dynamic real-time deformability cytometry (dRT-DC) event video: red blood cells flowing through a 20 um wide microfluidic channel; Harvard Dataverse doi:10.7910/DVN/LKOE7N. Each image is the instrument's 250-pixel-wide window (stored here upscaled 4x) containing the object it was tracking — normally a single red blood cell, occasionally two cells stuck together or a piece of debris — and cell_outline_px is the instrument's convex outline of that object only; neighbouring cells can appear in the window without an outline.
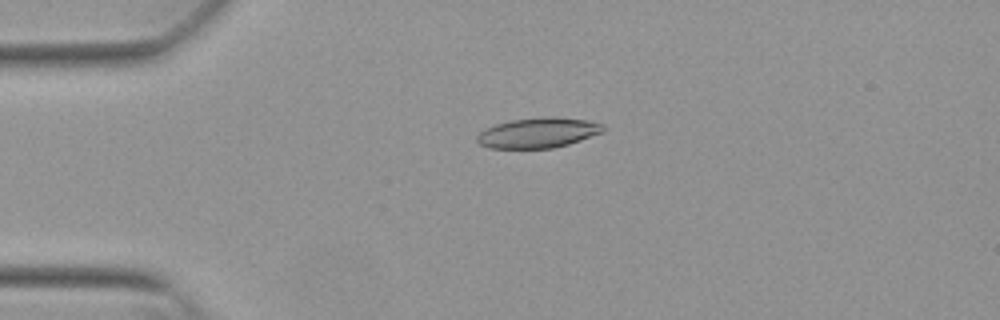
{"species": "Egyptian fruit bat (a non-hibernating species)", "species_latin": "Rousettus aegyptiacus", "temperature_condition": "warm", "stored_images_in_passage": 53, "camera_frame_rate_fps": 3000, "um_per_image_px": 0.085, "animal": {"sex": "female"}, "frame": {"image": 1, "passage_image": 13, "time_ms": 4.0, "image_size_px": [1000, 320], "cell_outline_px": [[604, 132], [568, 144], [552, 148], [488, 148], [480, 144], [476, 140], [476, 136], [484, 128], [496, 124], [512, 120], [548, 116], [556, 116], [584, 120], [604, 124]], "centroid_in_image_um": [45.73, 11.28], "position_along_channel_um": 39.3, "area_um2": 22.2}}
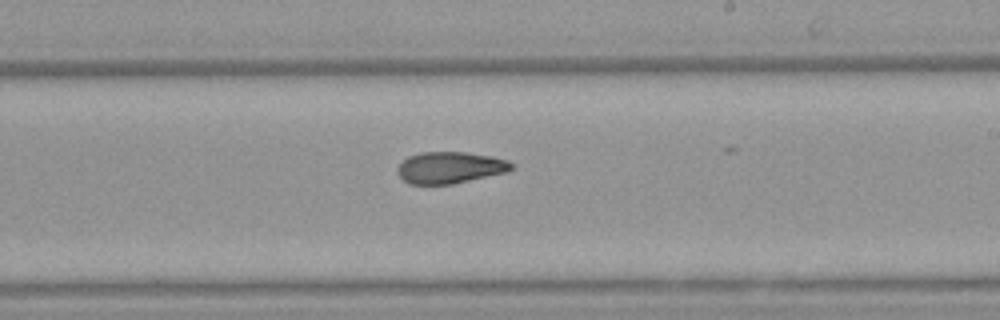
{"frame": {"image": 2, "passage_image": 32, "time_ms": 10.333, "image_size_px": [1000, 320], "cell_outline_px": [[512, 168], [508, 172], [452, 184], [408, 184], [396, 172], [396, 168], [408, 156], [420, 152], [468, 152], [492, 156], [508, 160], [512, 164]], "centroid_in_image_um": [38.24, 14.24], "position_along_channel_um": 250.8, "area_um2": 21.1}}
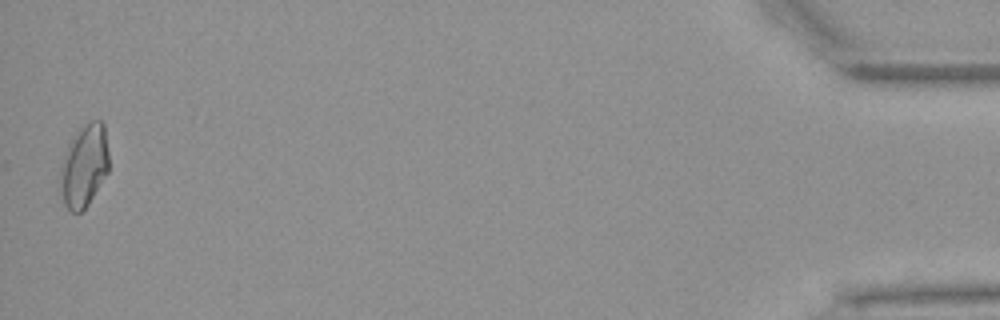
{"frame": {"image": 3, "passage_image": 53, "time_ms": 17.333, "image_size_px": [1000, 320], "cell_outline_px": [[108, 172], [88, 204], [80, 212], [72, 212], [64, 204], [56, 188], [60, 168], [68, 144], [80, 128], [88, 120], [100, 120], [104, 124], [108, 152]], "centroid_in_image_um": [7.1, 14.11], "position_along_channel_um": 428.1, "area_um2": 23.76}, "authors_computed_cell_mechanics": {"area_um2": 21.675, "velocity_mm_per_s": 3.848, "shape_relaxation_time_tau1_ms": null, "shape_relaxation_time_tau2_ms": 3.208, "deformation_change_tau1": null, "deformation_change_tau2": 0.1017}}